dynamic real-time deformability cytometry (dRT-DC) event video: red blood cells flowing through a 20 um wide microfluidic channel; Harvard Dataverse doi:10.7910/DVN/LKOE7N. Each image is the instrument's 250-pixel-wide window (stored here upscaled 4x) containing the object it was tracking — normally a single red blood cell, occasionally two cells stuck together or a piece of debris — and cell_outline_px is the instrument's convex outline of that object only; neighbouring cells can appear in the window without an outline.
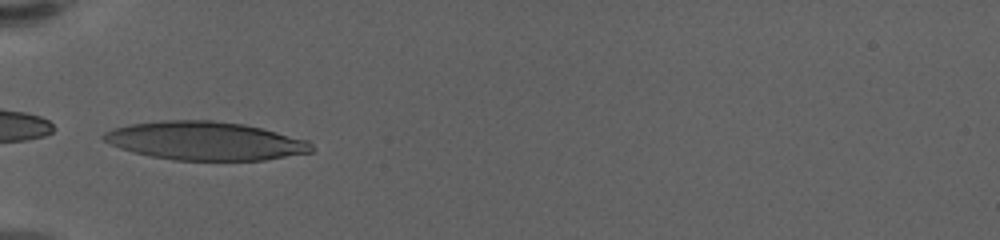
{"species": "human", "species_latin": "Homo sapiens", "temperature_condition": "warm", "stored_images_in_passage": 38, "camera_frame_rate_fps": 3000, "um_per_image_px": 0.085, "donor": {"sex": "female"}, "frame": {"image": 1, "passage_image": 1, "time_ms": 0.0, "image_size_px": [1000, 240], "cell_outline_px": [[316, 148], [312, 152], [264, 160], [176, 160], [152, 156], [132, 152], [120, 148], [104, 140], [100, 136], [104, 132], [112, 128], [132, 124], [160, 120], [212, 120], [244, 124], [308, 140]], "centroid_in_image_um": [17.44, 11.97], "position_along_channel_um": 67.6, "area_um2": 46.53}}
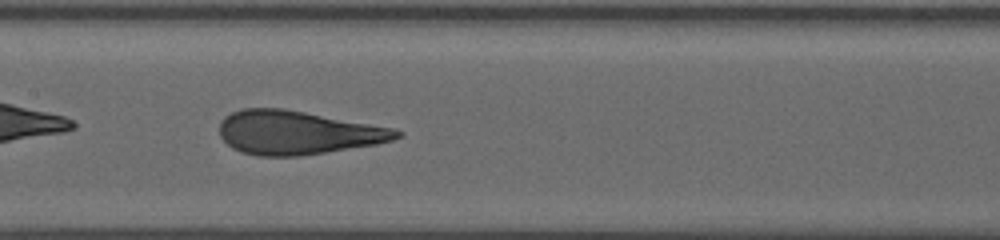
{"frame": {"image": 2, "passage_image": 11, "time_ms": 3.333, "image_size_px": [1000, 240], "cell_outline_px": [[404, 136], [392, 140], [376, 144], [300, 156], [260, 156], [240, 152], [232, 148], [220, 136], [220, 124], [224, 116], [240, 108], [284, 108], [392, 128], [404, 132]], "centroid_in_image_um": [25.26, 11.27], "position_along_channel_um": 182.1, "area_um2": 44.97}}
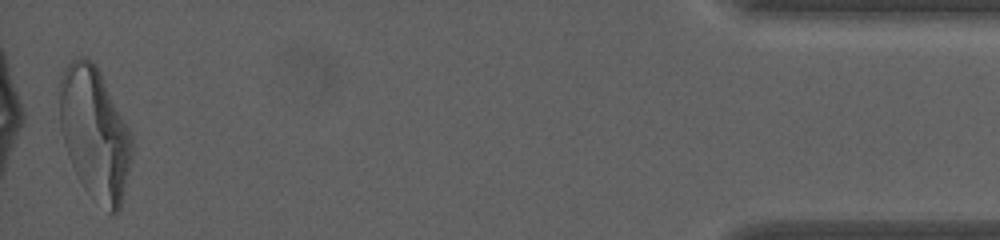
{"frame": {"image": 3, "passage_image": 38, "time_ms": 12.333, "image_size_px": [1000, 240], "cell_outline_px": [[132, 156], [120, 212], [112, 216], [84, 188], [76, 176], [68, 156], [64, 144], [60, 128], [60, 76], [64, 68], [72, 60], [80, 56], [88, 56], [96, 64], [132, 136]], "centroid_in_image_um": [8.05, 11.35], "position_along_channel_um": 427.2, "area_um2": 55.72}, "authors_computed_cell_mechanics": {"area_um2": 46.0377, "velocity_mm_per_s": 3.555, "shape_relaxation_time_tau1_ms": 6.7909, "shape_relaxation_time_tau2_ms": null, "deformation_change_tau1": 0.2699, "deformation_change_tau2": null}}